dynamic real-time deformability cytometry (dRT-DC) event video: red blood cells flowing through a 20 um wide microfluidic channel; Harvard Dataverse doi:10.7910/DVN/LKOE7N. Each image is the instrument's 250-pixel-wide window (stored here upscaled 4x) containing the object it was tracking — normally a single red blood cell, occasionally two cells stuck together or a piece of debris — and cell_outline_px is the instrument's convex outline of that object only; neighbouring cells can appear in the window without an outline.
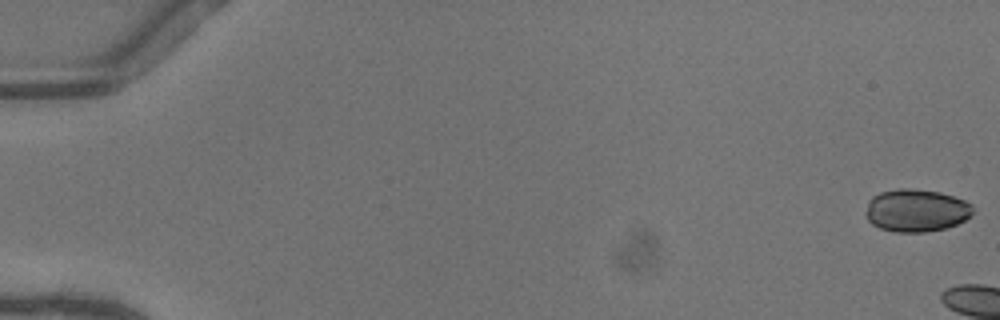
{"species": "common noctule bat (a hibernating species)", "species_latin": "Nyctalus noctula", "temperature_condition": "warm", "stored_images_in_passage": 6, "camera_frame_rate_fps": 3000, "um_per_image_px": 0.085, "animal": {"sex": "female"}, "frame": {"image": 1, "passage_image": 1, "time_ms": 0.0, "image_size_px": [1000, 320], "cell_outline_px": [[972, 216], [956, 224], [944, 228], [924, 232], [892, 232], [880, 228], [872, 224], [868, 220], [864, 212], [868, 200], [872, 196], [880, 192], [900, 188], [912, 188], [940, 192], [964, 200], [972, 204]], "centroid_in_image_um": [77.84, 17.88], "position_along_channel_um": 7.2, "area_um2": 26.82}}